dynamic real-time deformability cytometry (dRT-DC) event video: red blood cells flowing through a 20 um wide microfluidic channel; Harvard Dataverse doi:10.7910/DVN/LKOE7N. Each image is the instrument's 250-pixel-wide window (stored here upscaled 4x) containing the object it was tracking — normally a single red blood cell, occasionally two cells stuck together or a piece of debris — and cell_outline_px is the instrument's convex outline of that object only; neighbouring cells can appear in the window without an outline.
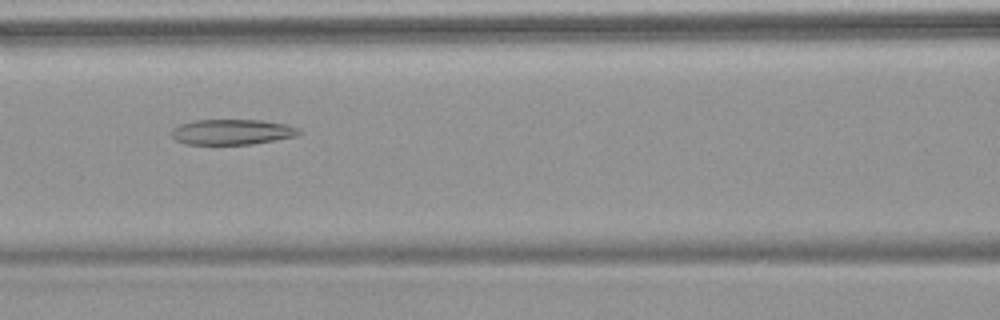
{"species": "common noctule bat (a hibernating species)", "species_latin": "Nyctalus noctula", "temperature_condition": "warm", "stored_images_in_passage": 5, "camera_frame_rate_fps": 3000, "um_per_image_px": 0.085, "animal": {"sex": "female", "body_mass_g": 18.4}, "frame": {"image": 1, "passage_image": 4, "time_ms": 3.333, "image_size_px": [1000, 320], "cell_outline_px": [[300, 132], [296, 136], [252, 144], [184, 144], [176, 140], [172, 136], [172, 128], [180, 124], [196, 120], [260, 120], [284, 124], [300, 128]], "centroid_in_image_um": [19.7, 11.21], "position_along_channel_um": 146.9, "area_um2": 18.73}}
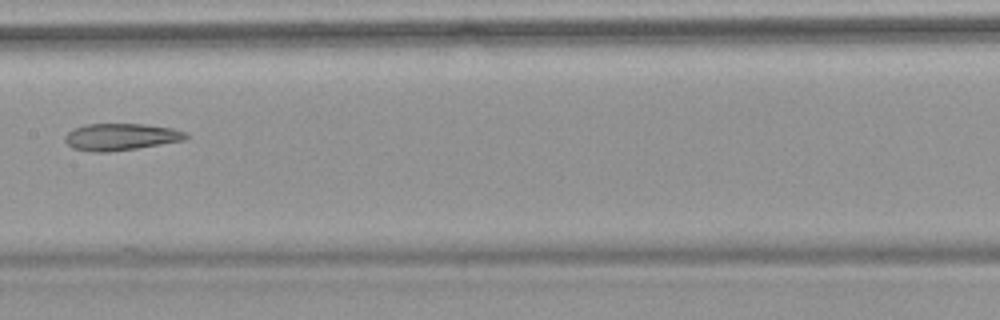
{"frame": {"image": 2, "passage_image": 5, "time_ms": 4.667, "image_size_px": [1000, 320], "cell_outline_px": [[192, 136], [184, 140], [136, 148], [108, 152], [92, 152], [72, 148], [64, 140], [64, 136], [72, 128], [84, 124], [144, 124], [172, 128], [188, 132]], "centroid_in_image_um": [10.27, 11.62], "position_along_channel_um": 197.1, "area_um2": 19.13}}